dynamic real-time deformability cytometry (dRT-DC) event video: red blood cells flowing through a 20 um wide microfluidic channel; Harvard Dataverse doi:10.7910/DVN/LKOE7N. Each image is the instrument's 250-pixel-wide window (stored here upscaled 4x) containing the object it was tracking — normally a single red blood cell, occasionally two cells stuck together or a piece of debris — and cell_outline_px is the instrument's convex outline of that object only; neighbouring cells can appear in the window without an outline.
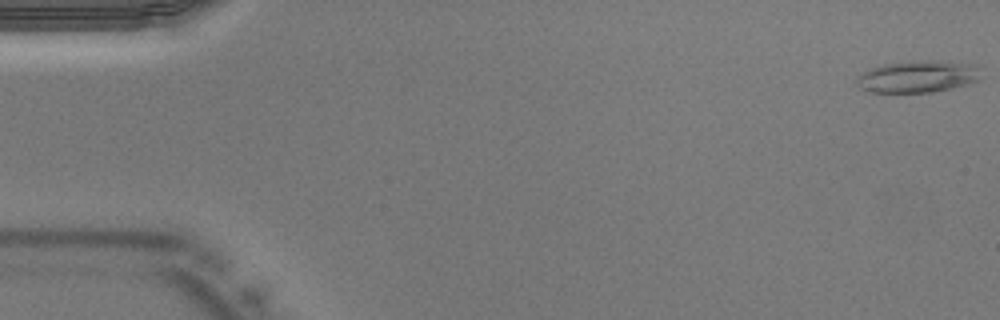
{"species": "Egyptian fruit bat (a non-hibernating species)", "species_latin": "Rousettus aegyptiacus", "temperature_condition": "warm", "stored_images_in_passage": 7, "camera_frame_rate_fps": 3000, "um_per_image_px": 0.085, "animal": {"sex": "male"}, "frame": {"image": 1, "passage_image": 1, "time_ms": 0.0, "image_size_px": [1000, 320], "cell_outline_px": [[980, 80], [968, 84], [952, 88], [932, 92], [868, 92], [860, 88], [856, 84], [856, 80], [864, 72], [872, 68], [884, 64], [916, 60], [932, 60], [980, 64]], "centroid_in_image_um": [78.08, 6.5], "position_along_channel_um": 6.9, "area_um2": 23.35}}